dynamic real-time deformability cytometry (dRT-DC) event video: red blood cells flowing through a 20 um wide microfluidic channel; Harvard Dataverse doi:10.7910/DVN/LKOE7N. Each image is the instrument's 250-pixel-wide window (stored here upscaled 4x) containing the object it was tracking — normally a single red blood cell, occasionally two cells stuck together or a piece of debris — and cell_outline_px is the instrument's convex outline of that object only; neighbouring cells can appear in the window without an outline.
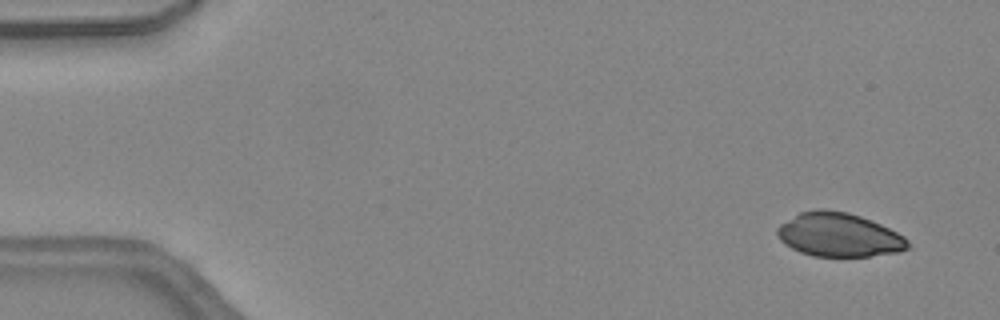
{"species": "common noctule bat (a hibernating species)", "species_latin": "Nyctalus noctula", "temperature_condition": "warm", "stored_images_in_passage": 9, "camera_frame_rate_fps": 3000, "um_per_image_px": 0.085, "animal": {"sex": "female", "body_mass_g": 24.6, "forearm_length_mm": 56.2}, "frame": {"image": 1, "passage_image": 1, "time_ms": 0.0, "image_size_px": [1000, 320], "cell_outline_px": [[912, 248], [900, 252], [868, 256], [812, 256], [800, 252], [784, 244], [776, 236], [776, 228], [780, 224], [800, 212], [820, 208], [824, 208], [848, 212], [860, 216], [880, 224], [904, 236], [908, 240]], "centroid_in_image_um": [71.3, 19.96], "position_along_channel_um": 13.7, "area_um2": 33.58}}